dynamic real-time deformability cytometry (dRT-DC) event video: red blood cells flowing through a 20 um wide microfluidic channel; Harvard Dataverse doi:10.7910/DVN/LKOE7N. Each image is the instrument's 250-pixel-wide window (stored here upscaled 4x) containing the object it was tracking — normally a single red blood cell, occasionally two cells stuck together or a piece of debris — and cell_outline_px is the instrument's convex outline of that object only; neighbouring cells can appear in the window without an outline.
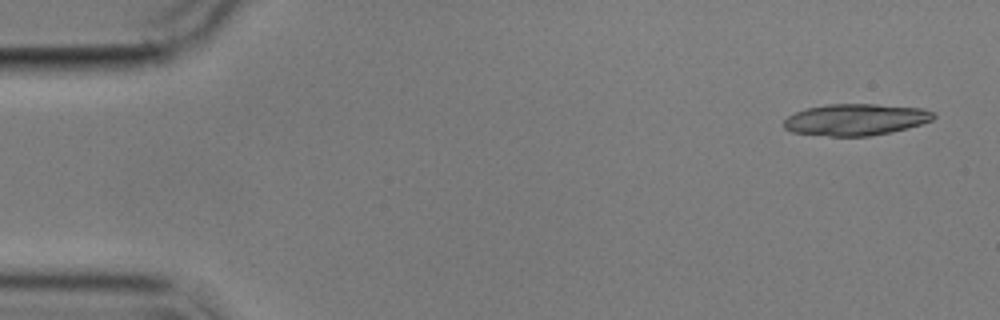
{"species": "common noctule bat (a hibernating species)", "species_latin": "Nyctalus noctula", "temperature_condition": "cold", "stored_images_in_passage": 6, "segment_of_instrument_passage": [1, 2], "camera_frame_rate_fps": 3000, "um_per_image_px": 0.085, "animal": {"sex": "male", "body_mass_g": 17.9}, "frame": {"image": 1, "passage_image": 1, "time_ms": 0.0, "image_size_px": [1000, 320], "cell_outline_px": [[936, 116], [932, 120], [920, 124], [892, 132], [868, 136], [832, 136], [792, 132], [784, 128], [784, 120], [788, 116], [796, 112], [808, 108], [828, 104], [876, 104], [924, 108], [932, 112]], "centroid_in_image_um": [72.75, 10.16], "position_along_channel_um": 12.3, "area_um2": 27.4}}